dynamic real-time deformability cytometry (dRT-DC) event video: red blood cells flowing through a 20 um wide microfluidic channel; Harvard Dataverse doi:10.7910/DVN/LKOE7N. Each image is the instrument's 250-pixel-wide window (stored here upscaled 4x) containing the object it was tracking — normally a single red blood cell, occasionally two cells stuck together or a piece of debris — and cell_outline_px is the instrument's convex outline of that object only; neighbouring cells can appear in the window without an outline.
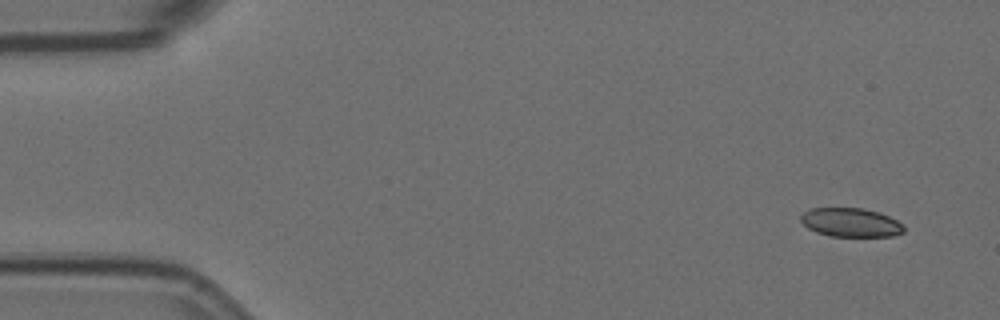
{"species": "Egyptian fruit bat (a non-hibernating species)", "species_latin": "Rousettus aegyptiacus", "temperature_condition": "room temperature", "stored_images_in_passage": 5, "camera_frame_rate_fps": 3000, "um_per_image_px": 0.085, "animal": {"sex": "female"}, "frame": {"image": 1, "passage_image": 1, "time_ms": 0.0, "image_size_px": [1000, 320], "cell_outline_px": [[904, 232], [892, 236], [832, 236], [816, 232], [808, 228], [800, 220], [800, 216], [808, 208], [864, 208], [880, 212], [904, 224]], "centroid_in_image_um": [72.32, 18.9], "position_along_channel_um": 12.7, "area_um2": 17.4}}
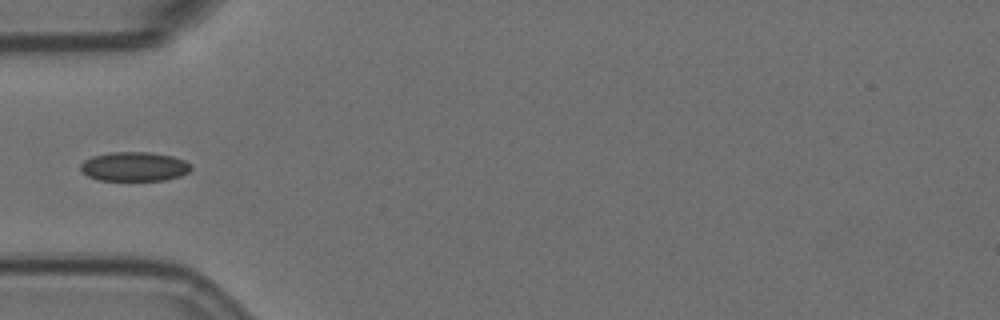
{"frame": {"image": 2, "passage_image": 5, "time_ms": 1.333, "image_size_px": [1000, 320], "cell_outline_px": [[192, 168], [188, 172], [180, 176], [164, 180], [100, 180], [88, 176], [80, 168], [80, 164], [84, 160], [92, 156], [108, 152], [148, 152], [172, 156], [184, 160]], "centroid_in_image_um": [11.4, 14.15], "position_along_channel_um": 73.6, "area_um2": 18.73}}